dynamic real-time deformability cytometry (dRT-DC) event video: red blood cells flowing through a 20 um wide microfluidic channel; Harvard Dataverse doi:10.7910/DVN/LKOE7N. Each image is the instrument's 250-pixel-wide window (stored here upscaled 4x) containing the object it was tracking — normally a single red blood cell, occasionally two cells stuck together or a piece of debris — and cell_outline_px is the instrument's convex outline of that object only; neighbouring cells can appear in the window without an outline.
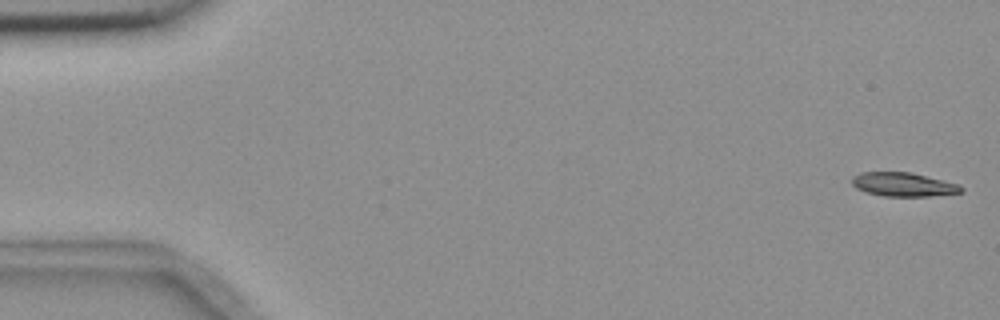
{"species": "common noctule bat (a hibernating species)", "species_latin": "Nyctalus noctula", "temperature_condition": "room temperature", "stored_images_in_passage": 5, "segment_of_instrument_passage": [2, 2], "camera_frame_rate_fps": 3000, "um_per_image_px": 0.085, "animal": {"sex": "female", "body_mass_g": 18.4}, "frame": {"image": 1, "passage_image": 5, "time_ms": 5.667, "image_size_px": [1000, 320], "cell_outline_px": [[964, 192], [928, 196], [884, 196], [868, 192], [856, 188], [852, 184], [852, 176], [860, 172], [912, 172], [960, 184], [964, 188]], "centroid_in_image_um": [76.81, 15.67], "position_along_channel_um": 8.2, "area_um2": 15.26}}